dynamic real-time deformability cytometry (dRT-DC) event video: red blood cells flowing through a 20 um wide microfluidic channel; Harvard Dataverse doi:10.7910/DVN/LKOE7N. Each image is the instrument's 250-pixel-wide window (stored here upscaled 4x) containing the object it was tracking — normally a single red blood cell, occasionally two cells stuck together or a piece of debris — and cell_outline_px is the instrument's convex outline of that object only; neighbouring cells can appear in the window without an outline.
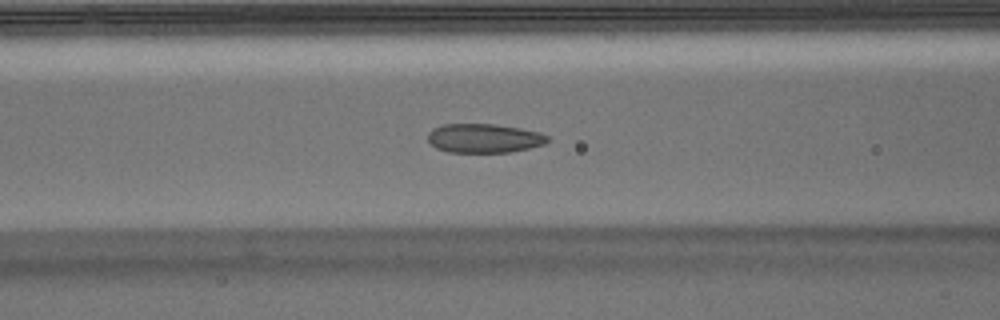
{"species": "Egyptian fruit bat (a non-hibernating species)", "species_latin": "Rousettus aegyptiacus", "temperature_condition": "warm", "stored_images_in_passage": 35, "camera_frame_rate_fps": 3000, "um_per_image_px": 0.085, "animal": {"sex": "male"}, "frame": {"image": 1, "passage_image": 5, "time_ms": 1.333, "image_size_px": [1000, 320], "cell_outline_px": [[548, 140], [544, 144], [528, 148], [508, 152], [448, 152], [436, 148], [428, 140], [428, 132], [432, 128], [444, 124], [492, 124], [520, 128], [540, 132], [548, 136]], "centroid_in_image_um": [41.12, 11.74], "position_along_channel_um": 125.5, "area_um2": 20.17}}
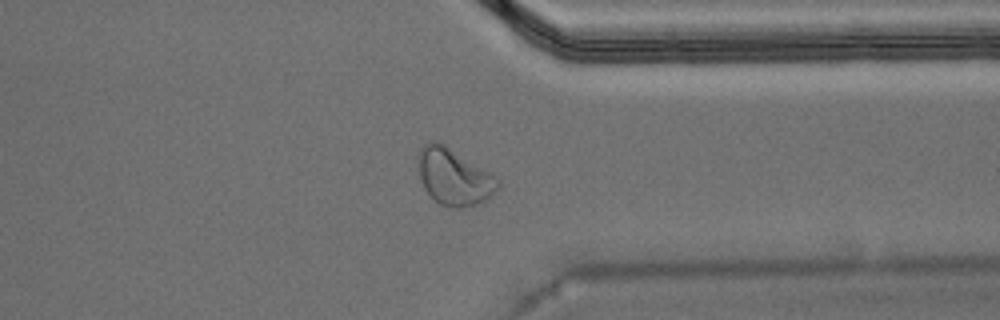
{"frame": {"image": 2, "passage_image": 24, "time_ms": 7.667, "image_size_px": [1000, 320], "cell_outline_px": [[500, 188], [488, 200], [464, 208], [452, 208], [440, 204], [424, 188], [420, 180], [420, 148], [428, 140], [436, 140], [444, 144], [496, 176], [500, 180]], "centroid_in_image_um": [38.63, 15.05], "position_along_channel_um": 372.8, "area_um2": 26.18}}
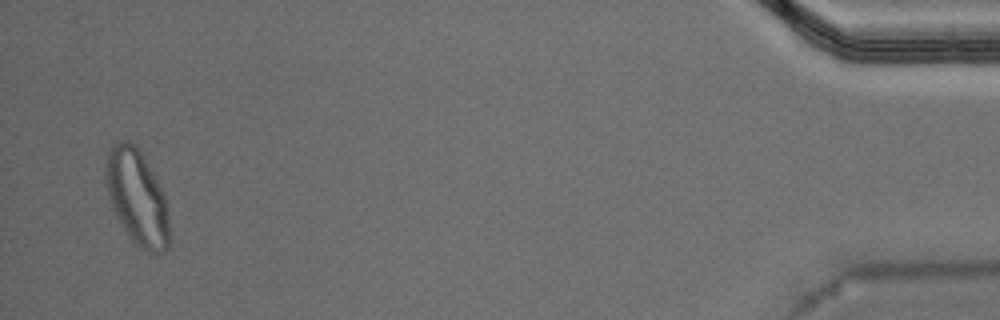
{"frame": {"image": 3, "passage_image": 34, "time_ms": 11.0, "image_size_px": [1000, 320], "cell_outline_px": [[168, 248], [164, 252], [148, 252], [140, 248], [136, 244], [124, 228], [116, 216], [112, 208], [108, 196], [104, 168], [108, 148], [112, 144], [120, 140], [128, 140], [136, 144], [152, 172], [164, 196], [168, 212]], "centroid_in_image_um": [11.61, 16.73], "position_along_channel_um": 423.6, "area_um2": 35.03}}